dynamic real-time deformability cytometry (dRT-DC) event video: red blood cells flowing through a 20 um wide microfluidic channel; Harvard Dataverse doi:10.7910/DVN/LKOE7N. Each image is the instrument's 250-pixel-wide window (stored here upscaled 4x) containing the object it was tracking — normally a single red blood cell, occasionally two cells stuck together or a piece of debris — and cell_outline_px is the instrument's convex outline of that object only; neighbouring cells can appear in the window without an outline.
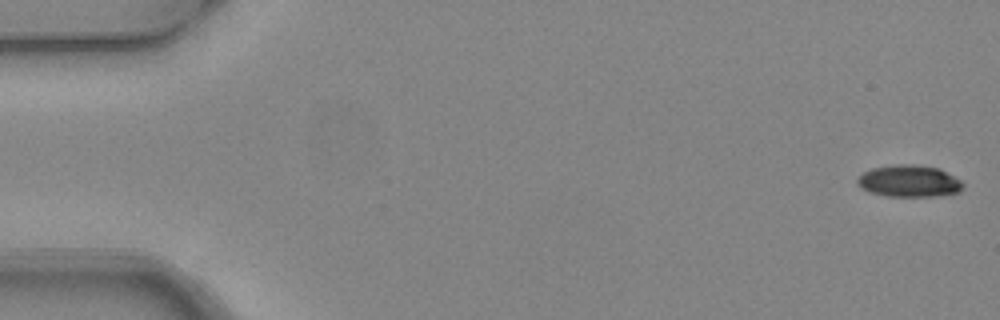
{"species": "common noctule bat (a hibernating species)", "species_latin": "Nyctalus noctula", "temperature_condition": "warm", "stored_images_in_passage": 5, "camera_frame_rate_fps": 3000, "um_per_image_px": 0.085, "animal": {"sex": "female", "body_mass_g": 24.6, "forearm_length_mm": 56.2}, "frame": {"image": 1, "passage_image": 1, "time_ms": 0.0, "image_size_px": [1000, 320], "cell_outline_px": [[964, 184], [956, 192], [936, 196], [888, 196], [868, 192], [856, 180], [864, 172], [872, 168], [896, 164], [916, 164], [940, 168], [960, 180]], "centroid_in_image_um": [77.27, 15.38], "position_along_channel_um": 7.7, "area_um2": 19.36}}
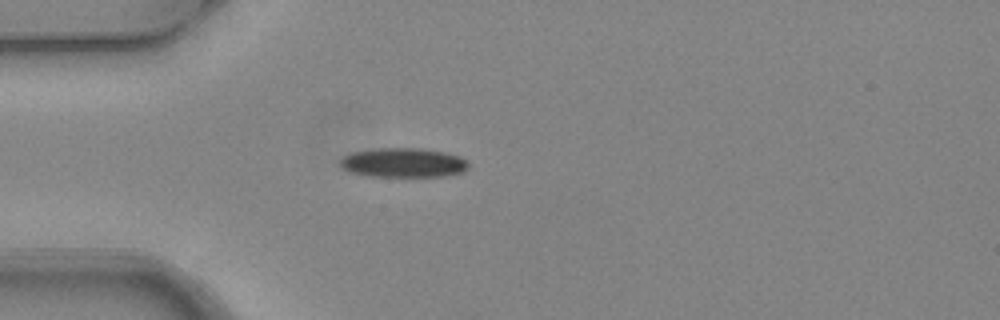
{"frame": {"image": 2, "passage_image": 5, "time_ms": 1.333, "image_size_px": [1000, 320], "cell_outline_px": [[468, 168], [464, 172], [444, 176], [372, 176], [352, 172], [344, 168], [340, 164], [340, 160], [344, 156], [352, 152], [376, 148], [420, 148], [444, 152], [460, 156], [468, 160]], "centroid_in_image_um": [34.33, 13.82], "position_along_channel_um": 50.7, "area_um2": 21.91}}